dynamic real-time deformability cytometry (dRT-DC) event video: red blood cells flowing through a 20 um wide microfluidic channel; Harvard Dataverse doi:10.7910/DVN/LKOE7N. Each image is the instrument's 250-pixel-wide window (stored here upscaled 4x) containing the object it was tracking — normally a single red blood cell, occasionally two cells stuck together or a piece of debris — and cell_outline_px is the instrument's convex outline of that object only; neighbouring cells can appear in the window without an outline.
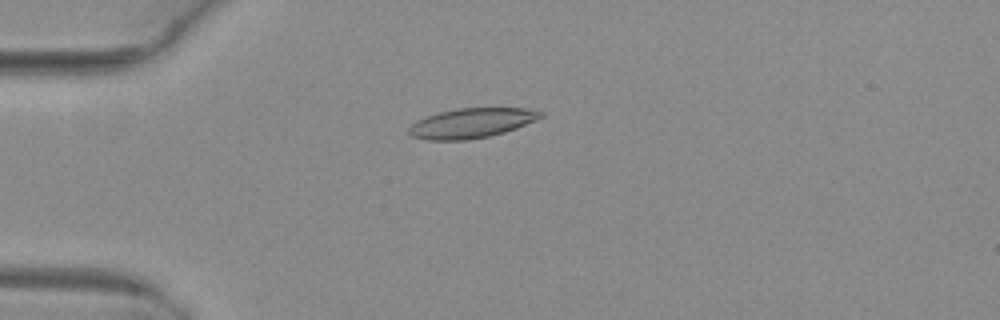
{"species": "common noctule bat (a hibernating species)", "species_latin": "Nyctalus noctula", "temperature_condition": "warm", "stored_images_in_passage": 45, "camera_frame_rate_fps": 3000, "um_per_image_px": 0.085, "animal": {"sex": "female", "body_mass_g": 29.2, "forearm_length_mm": 56.3}, "frame": {"image": 1, "passage_image": 8, "time_ms": 2.333, "image_size_px": [1000, 320], "cell_outline_px": [[544, 116], [536, 120], [516, 128], [504, 132], [488, 136], [464, 140], [424, 140], [412, 136], [408, 132], [408, 128], [416, 120], [440, 112], [456, 108], [524, 108], [544, 112]], "centroid_in_image_um": [40.07, 10.46], "position_along_channel_um": 44.9, "area_um2": 22.77}}
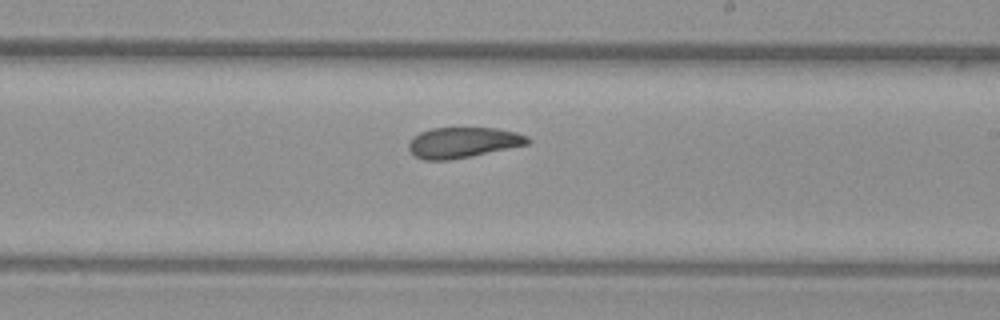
{"frame": {"image": 2, "passage_image": 25, "time_ms": 8.0, "image_size_px": [1000, 320], "cell_outline_px": [[532, 140], [528, 144], [448, 160], [424, 160], [412, 156], [408, 148], [408, 144], [412, 136], [420, 132], [432, 128], [496, 128], [516, 132], [528, 136]], "centroid_in_image_um": [39.3, 12.1], "position_along_channel_um": 249.7, "area_um2": 21.15}}
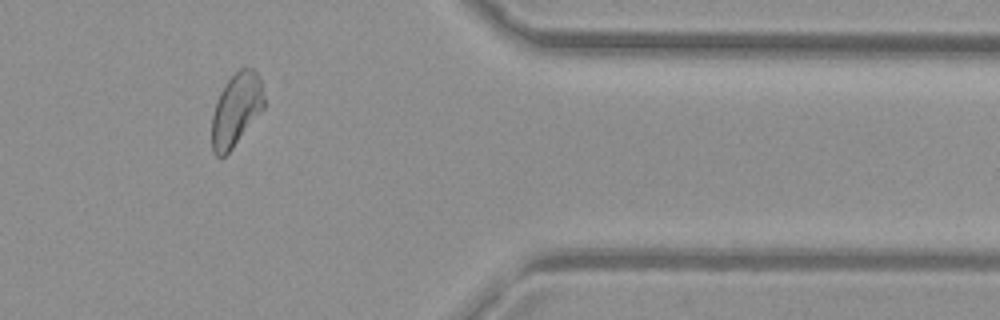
{"frame": {"image": 3, "passage_image": 37, "time_ms": 12.0, "image_size_px": [1000, 320], "cell_outline_px": [[264, 108], [232, 148], [224, 156], [216, 156], [212, 152], [212, 112], [220, 92], [228, 80], [240, 68], [252, 68], [260, 76], [264, 96]], "centroid_in_image_um": [20.07, 9.31], "position_along_channel_um": 391.3, "area_um2": 22.02}, "authors_computed_cell_mechanics": {"area_um2": 22.5998, "velocity_mm_per_s": 4.0505, "shape_relaxation_time_tau1_ms": 8.0813, "shape_relaxation_time_tau2_ms": 4.0887, "deformation_change_tau1": 0.1846, "deformation_change_tau2": 0.1068}}